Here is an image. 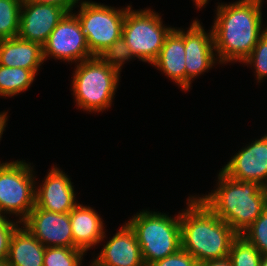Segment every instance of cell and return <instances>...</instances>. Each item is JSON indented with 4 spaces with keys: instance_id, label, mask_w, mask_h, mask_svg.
Segmentation results:
<instances>
[{
    "instance_id": "1",
    "label": "cell",
    "mask_w": 267,
    "mask_h": 266,
    "mask_svg": "<svg viewBox=\"0 0 267 266\" xmlns=\"http://www.w3.org/2000/svg\"><path fill=\"white\" fill-rule=\"evenodd\" d=\"M262 4L261 0L218 4L211 30L216 58L220 64L242 63L267 31V26L262 27Z\"/></svg>"
},
{
    "instance_id": "2",
    "label": "cell",
    "mask_w": 267,
    "mask_h": 266,
    "mask_svg": "<svg viewBox=\"0 0 267 266\" xmlns=\"http://www.w3.org/2000/svg\"><path fill=\"white\" fill-rule=\"evenodd\" d=\"M187 201L180 213L181 248L199 263L227 257L238 234L197 195Z\"/></svg>"
},
{
    "instance_id": "3",
    "label": "cell",
    "mask_w": 267,
    "mask_h": 266,
    "mask_svg": "<svg viewBox=\"0 0 267 266\" xmlns=\"http://www.w3.org/2000/svg\"><path fill=\"white\" fill-rule=\"evenodd\" d=\"M217 181L216 189L198 198L241 235L267 207L266 189L256 182L234 180L221 170Z\"/></svg>"
},
{
    "instance_id": "4",
    "label": "cell",
    "mask_w": 267,
    "mask_h": 266,
    "mask_svg": "<svg viewBox=\"0 0 267 266\" xmlns=\"http://www.w3.org/2000/svg\"><path fill=\"white\" fill-rule=\"evenodd\" d=\"M74 72L71 91L78 108L96 113L112 106L120 81L119 70L94 56L77 63Z\"/></svg>"
},
{
    "instance_id": "5",
    "label": "cell",
    "mask_w": 267,
    "mask_h": 266,
    "mask_svg": "<svg viewBox=\"0 0 267 266\" xmlns=\"http://www.w3.org/2000/svg\"><path fill=\"white\" fill-rule=\"evenodd\" d=\"M127 223L135 232L145 266L181 249L180 212L169 217L143 209Z\"/></svg>"
},
{
    "instance_id": "6",
    "label": "cell",
    "mask_w": 267,
    "mask_h": 266,
    "mask_svg": "<svg viewBox=\"0 0 267 266\" xmlns=\"http://www.w3.org/2000/svg\"><path fill=\"white\" fill-rule=\"evenodd\" d=\"M172 29L163 24L162 17L154 10L130 7L126 11L122 38L137 59L152 64Z\"/></svg>"
},
{
    "instance_id": "7",
    "label": "cell",
    "mask_w": 267,
    "mask_h": 266,
    "mask_svg": "<svg viewBox=\"0 0 267 266\" xmlns=\"http://www.w3.org/2000/svg\"><path fill=\"white\" fill-rule=\"evenodd\" d=\"M33 168L25 160L0 162V215L15 214L22 222L34 208L36 175Z\"/></svg>"
},
{
    "instance_id": "8",
    "label": "cell",
    "mask_w": 267,
    "mask_h": 266,
    "mask_svg": "<svg viewBox=\"0 0 267 266\" xmlns=\"http://www.w3.org/2000/svg\"><path fill=\"white\" fill-rule=\"evenodd\" d=\"M74 13L85 34L88 48L93 56H100L110 45L122 37L126 11L131 7L115 8L84 0Z\"/></svg>"
},
{
    "instance_id": "9",
    "label": "cell",
    "mask_w": 267,
    "mask_h": 266,
    "mask_svg": "<svg viewBox=\"0 0 267 266\" xmlns=\"http://www.w3.org/2000/svg\"><path fill=\"white\" fill-rule=\"evenodd\" d=\"M42 48L44 61L49 57L77 64L94 57L88 48L81 24L73 12L63 17Z\"/></svg>"
},
{
    "instance_id": "10",
    "label": "cell",
    "mask_w": 267,
    "mask_h": 266,
    "mask_svg": "<svg viewBox=\"0 0 267 266\" xmlns=\"http://www.w3.org/2000/svg\"><path fill=\"white\" fill-rule=\"evenodd\" d=\"M21 225L45 247L75 248L69 213H55L35 205Z\"/></svg>"
},
{
    "instance_id": "11",
    "label": "cell",
    "mask_w": 267,
    "mask_h": 266,
    "mask_svg": "<svg viewBox=\"0 0 267 266\" xmlns=\"http://www.w3.org/2000/svg\"><path fill=\"white\" fill-rule=\"evenodd\" d=\"M187 29L184 30L186 91L196 77L208 72L218 62L212 30L206 33L198 19H194Z\"/></svg>"
},
{
    "instance_id": "12",
    "label": "cell",
    "mask_w": 267,
    "mask_h": 266,
    "mask_svg": "<svg viewBox=\"0 0 267 266\" xmlns=\"http://www.w3.org/2000/svg\"><path fill=\"white\" fill-rule=\"evenodd\" d=\"M67 13L56 5L22 0L18 37L43 46Z\"/></svg>"
},
{
    "instance_id": "13",
    "label": "cell",
    "mask_w": 267,
    "mask_h": 266,
    "mask_svg": "<svg viewBox=\"0 0 267 266\" xmlns=\"http://www.w3.org/2000/svg\"><path fill=\"white\" fill-rule=\"evenodd\" d=\"M221 171L234 180L267 186V134L240 149Z\"/></svg>"
},
{
    "instance_id": "14",
    "label": "cell",
    "mask_w": 267,
    "mask_h": 266,
    "mask_svg": "<svg viewBox=\"0 0 267 266\" xmlns=\"http://www.w3.org/2000/svg\"><path fill=\"white\" fill-rule=\"evenodd\" d=\"M70 177L53 166L42 184L35 187V205L55 213H69L78 203Z\"/></svg>"
},
{
    "instance_id": "15",
    "label": "cell",
    "mask_w": 267,
    "mask_h": 266,
    "mask_svg": "<svg viewBox=\"0 0 267 266\" xmlns=\"http://www.w3.org/2000/svg\"><path fill=\"white\" fill-rule=\"evenodd\" d=\"M91 261L93 266H145L134 230L124 223Z\"/></svg>"
},
{
    "instance_id": "16",
    "label": "cell",
    "mask_w": 267,
    "mask_h": 266,
    "mask_svg": "<svg viewBox=\"0 0 267 266\" xmlns=\"http://www.w3.org/2000/svg\"><path fill=\"white\" fill-rule=\"evenodd\" d=\"M89 206L78 203L70 212L71 230L75 248L85 253L106 237L102 217Z\"/></svg>"
},
{
    "instance_id": "17",
    "label": "cell",
    "mask_w": 267,
    "mask_h": 266,
    "mask_svg": "<svg viewBox=\"0 0 267 266\" xmlns=\"http://www.w3.org/2000/svg\"><path fill=\"white\" fill-rule=\"evenodd\" d=\"M186 91L185 46L183 28H175L165 38L158 58L151 64Z\"/></svg>"
},
{
    "instance_id": "18",
    "label": "cell",
    "mask_w": 267,
    "mask_h": 266,
    "mask_svg": "<svg viewBox=\"0 0 267 266\" xmlns=\"http://www.w3.org/2000/svg\"><path fill=\"white\" fill-rule=\"evenodd\" d=\"M44 63L40 44L17 37L0 42V65L31 70L35 75Z\"/></svg>"
},
{
    "instance_id": "19",
    "label": "cell",
    "mask_w": 267,
    "mask_h": 266,
    "mask_svg": "<svg viewBox=\"0 0 267 266\" xmlns=\"http://www.w3.org/2000/svg\"><path fill=\"white\" fill-rule=\"evenodd\" d=\"M45 248L23 225L19 226L10 241L8 266H43Z\"/></svg>"
},
{
    "instance_id": "20",
    "label": "cell",
    "mask_w": 267,
    "mask_h": 266,
    "mask_svg": "<svg viewBox=\"0 0 267 266\" xmlns=\"http://www.w3.org/2000/svg\"><path fill=\"white\" fill-rule=\"evenodd\" d=\"M35 77L31 70L0 65V97H13L26 91Z\"/></svg>"
},
{
    "instance_id": "21",
    "label": "cell",
    "mask_w": 267,
    "mask_h": 266,
    "mask_svg": "<svg viewBox=\"0 0 267 266\" xmlns=\"http://www.w3.org/2000/svg\"><path fill=\"white\" fill-rule=\"evenodd\" d=\"M22 0H0V37L8 39L19 34Z\"/></svg>"
},
{
    "instance_id": "22",
    "label": "cell",
    "mask_w": 267,
    "mask_h": 266,
    "mask_svg": "<svg viewBox=\"0 0 267 266\" xmlns=\"http://www.w3.org/2000/svg\"><path fill=\"white\" fill-rule=\"evenodd\" d=\"M228 257L232 266H260L262 254L242 235H238L232 245Z\"/></svg>"
},
{
    "instance_id": "23",
    "label": "cell",
    "mask_w": 267,
    "mask_h": 266,
    "mask_svg": "<svg viewBox=\"0 0 267 266\" xmlns=\"http://www.w3.org/2000/svg\"><path fill=\"white\" fill-rule=\"evenodd\" d=\"M84 254L78 248L46 247L43 266H81Z\"/></svg>"
},
{
    "instance_id": "24",
    "label": "cell",
    "mask_w": 267,
    "mask_h": 266,
    "mask_svg": "<svg viewBox=\"0 0 267 266\" xmlns=\"http://www.w3.org/2000/svg\"><path fill=\"white\" fill-rule=\"evenodd\" d=\"M104 62L121 72L122 65L135 59L124 38H119L99 56Z\"/></svg>"
},
{
    "instance_id": "25",
    "label": "cell",
    "mask_w": 267,
    "mask_h": 266,
    "mask_svg": "<svg viewBox=\"0 0 267 266\" xmlns=\"http://www.w3.org/2000/svg\"><path fill=\"white\" fill-rule=\"evenodd\" d=\"M241 235L252 243L262 255H267V207Z\"/></svg>"
},
{
    "instance_id": "26",
    "label": "cell",
    "mask_w": 267,
    "mask_h": 266,
    "mask_svg": "<svg viewBox=\"0 0 267 266\" xmlns=\"http://www.w3.org/2000/svg\"><path fill=\"white\" fill-rule=\"evenodd\" d=\"M242 63L255 67L254 72L259 83L267 77V31L260 37L253 51Z\"/></svg>"
},
{
    "instance_id": "27",
    "label": "cell",
    "mask_w": 267,
    "mask_h": 266,
    "mask_svg": "<svg viewBox=\"0 0 267 266\" xmlns=\"http://www.w3.org/2000/svg\"><path fill=\"white\" fill-rule=\"evenodd\" d=\"M21 222L10 220L6 215H0V260H7L10 241Z\"/></svg>"
},
{
    "instance_id": "28",
    "label": "cell",
    "mask_w": 267,
    "mask_h": 266,
    "mask_svg": "<svg viewBox=\"0 0 267 266\" xmlns=\"http://www.w3.org/2000/svg\"><path fill=\"white\" fill-rule=\"evenodd\" d=\"M200 263L184 249H179L176 253L154 261L148 266H199Z\"/></svg>"
},
{
    "instance_id": "29",
    "label": "cell",
    "mask_w": 267,
    "mask_h": 266,
    "mask_svg": "<svg viewBox=\"0 0 267 266\" xmlns=\"http://www.w3.org/2000/svg\"><path fill=\"white\" fill-rule=\"evenodd\" d=\"M32 1L34 3L56 5L64 8L68 13L72 12L83 0H25ZM80 1V2H79ZM77 4V5H76Z\"/></svg>"
},
{
    "instance_id": "30",
    "label": "cell",
    "mask_w": 267,
    "mask_h": 266,
    "mask_svg": "<svg viewBox=\"0 0 267 266\" xmlns=\"http://www.w3.org/2000/svg\"><path fill=\"white\" fill-rule=\"evenodd\" d=\"M199 266H232L230 258L227 256L222 259L206 260L200 263Z\"/></svg>"
},
{
    "instance_id": "31",
    "label": "cell",
    "mask_w": 267,
    "mask_h": 266,
    "mask_svg": "<svg viewBox=\"0 0 267 266\" xmlns=\"http://www.w3.org/2000/svg\"><path fill=\"white\" fill-rule=\"evenodd\" d=\"M8 112H0V140L2 138L3 132L5 131V127L7 125V121H8V116H7Z\"/></svg>"
},
{
    "instance_id": "32",
    "label": "cell",
    "mask_w": 267,
    "mask_h": 266,
    "mask_svg": "<svg viewBox=\"0 0 267 266\" xmlns=\"http://www.w3.org/2000/svg\"><path fill=\"white\" fill-rule=\"evenodd\" d=\"M193 2H195V6H197V9H201L206 4H208L209 0H193Z\"/></svg>"
},
{
    "instance_id": "33",
    "label": "cell",
    "mask_w": 267,
    "mask_h": 266,
    "mask_svg": "<svg viewBox=\"0 0 267 266\" xmlns=\"http://www.w3.org/2000/svg\"><path fill=\"white\" fill-rule=\"evenodd\" d=\"M260 266H267V255H262Z\"/></svg>"
},
{
    "instance_id": "34",
    "label": "cell",
    "mask_w": 267,
    "mask_h": 266,
    "mask_svg": "<svg viewBox=\"0 0 267 266\" xmlns=\"http://www.w3.org/2000/svg\"><path fill=\"white\" fill-rule=\"evenodd\" d=\"M0 266H8L7 260H0Z\"/></svg>"
}]
</instances>
